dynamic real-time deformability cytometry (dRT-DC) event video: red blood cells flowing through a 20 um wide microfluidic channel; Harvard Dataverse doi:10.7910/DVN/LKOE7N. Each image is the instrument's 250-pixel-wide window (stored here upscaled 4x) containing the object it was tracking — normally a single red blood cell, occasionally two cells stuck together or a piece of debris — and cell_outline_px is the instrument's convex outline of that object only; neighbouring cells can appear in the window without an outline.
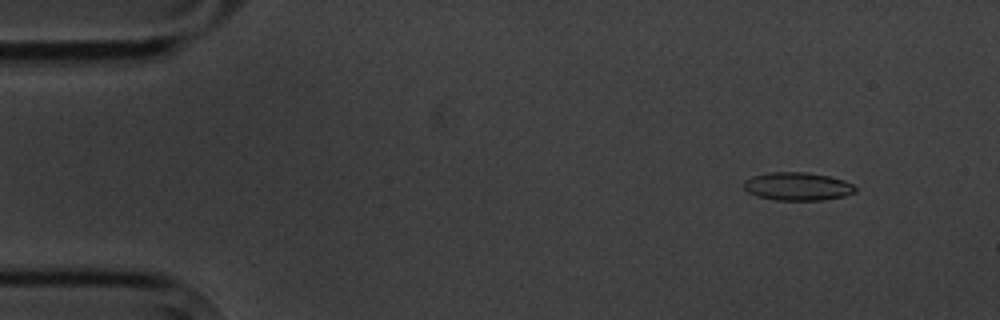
{"species": "common noctule bat (a hibernating species)", "species_latin": "Nyctalus noctula", "temperature_condition": "cold", "stored_images_in_passage": 4, "camera_frame_rate_fps": 3000, "um_per_image_px": 0.085, "animal": {"sex": "male", "body_mass_g": 20.1, "forearm_length_mm": 53.5}, "frame": {"image": 1, "passage_image": 1, "time_ms": 0.0, "image_size_px": [1000, 320], "cell_outline_px": [[856, 192], [844, 196], [824, 200], [776, 200], [756, 196], [748, 192], [744, 188], [744, 180], [752, 176], [772, 172], [808, 172], [828, 176], [844, 180], [852, 184], [856, 188]], "centroid_in_image_um": [67.79, 15.84], "position_along_channel_um": 17.2, "area_um2": 18.32}}
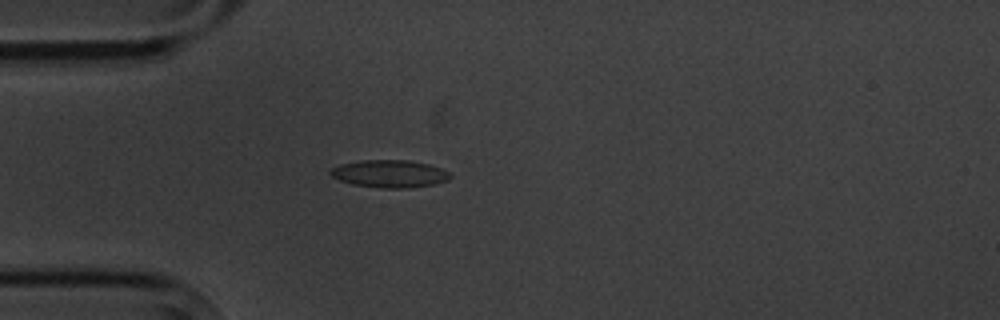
{"frame": {"image": 2, "passage_image": 3, "time_ms": 3.333, "image_size_px": [1000, 320], "cell_outline_px": [[452, 176], [448, 180], [432, 184], [408, 188], [384, 188], [352, 184], [340, 180], [332, 176], [328, 172], [332, 168], [340, 164], [360, 160], [408, 160], [428, 164], [440, 168], [448, 172]], "centroid_in_image_um": [33.1, 14.76], "position_along_channel_um": 51.9, "area_um2": 19.07}}